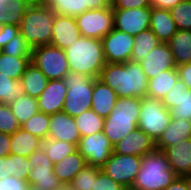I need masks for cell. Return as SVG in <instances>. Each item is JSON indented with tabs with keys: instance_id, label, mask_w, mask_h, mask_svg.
Returning <instances> with one entry per match:
<instances>
[{
	"instance_id": "8d00e7d4",
	"label": "cell",
	"mask_w": 191,
	"mask_h": 190,
	"mask_svg": "<svg viewBox=\"0 0 191 190\" xmlns=\"http://www.w3.org/2000/svg\"><path fill=\"white\" fill-rule=\"evenodd\" d=\"M22 94H25V91L20 80L0 74V103L11 104Z\"/></svg>"
},
{
	"instance_id": "4316f807",
	"label": "cell",
	"mask_w": 191,
	"mask_h": 190,
	"mask_svg": "<svg viewBox=\"0 0 191 190\" xmlns=\"http://www.w3.org/2000/svg\"><path fill=\"white\" fill-rule=\"evenodd\" d=\"M42 139L19 128L11 134L10 154L29 157L34 151L42 147Z\"/></svg>"
},
{
	"instance_id": "5bb4252c",
	"label": "cell",
	"mask_w": 191,
	"mask_h": 190,
	"mask_svg": "<svg viewBox=\"0 0 191 190\" xmlns=\"http://www.w3.org/2000/svg\"><path fill=\"white\" fill-rule=\"evenodd\" d=\"M150 13L151 7L113 9L114 28L136 36L149 28Z\"/></svg>"
},
{
	"instance_id": "836d02e7",
	"label": "cell",
	"mask_w": 191,
	"mask_h": 190,
	"mask_svg": "<svg viewBox=\"0 0 191 190\" xmlns=\"http://www.w3.org/2000/svg\"><path fill=\"white\" fill-rule=\"evenodd\" d=\"M74 121L79 129L81 137L103 131L104 118L99 116L92 109L82 112L79 116L74 118Z\"/></svg>"
},
{
	"instance_id": "3957f363",
	"label": "cell",
	"mask_w": 191,
	"mask_h": 190,
	"mask_svg": "<svg viewBox=\"0 0 191 190\" xmlns=\"http://www.w3.org/2000/svg\"><path fill=\"white\" fill-rule=\"evenodd\" d=\"M141 98L118 97L113 111L104 118L103 132L114 146L138 128Z\"/></svg>"
},
{
	"instance_id": "52a82bcc",
	"label": "cell",
	"mask_w": 191,
	"mask_h": 190,
	"mask_svg": "<svg viewBox=\"0 0 191 190\" xmlns=\"http://www.w3.org/2000/svg\"><path fill=\"white\" fill-rule=\"evenodd\" d=\"M171 119L168 110L159 99L141 98L138 128L144 131L155 143L158 141Z\"/></svg>"
},
{
	"instance_id": "db71d44e",
	"label": "cell",
	"mask_w": 191,
	"mask_h": 190,
	"mask_svg": "<svg viewBox=\"0 0 191 190\" xmlns=\"http://www.w3.org/2000/svg\"><path fill=\"white\" fill-rule=\"evenodd\" d=\"M32 3L50 9L54 4H59V0H32Z\"/></svg>"
},
{
	"instance_id": "5b68a950",
	"label": "cell",
	"mask_w": 191,
	"mask_h": 190,
	"mask_svg": "<svg viewBox=\"0 0 191 190\" xmlns=\"http://www.w3.org/2000/svg\"><path fill=\"white\" fill-rule=\"evenodd\" d=\"M55 14L51 9L33 4L20 24V33L32 47L50 45Z\"/></svg>"
},
{
	"instance_id": "e575fe53",
	"label": "cell",
	"mask_w": 191,
	"mask_h": 190,
	"mask_svg": "<svg viewBox=\"0 0 191 190\" xmlns=\"http://www.w3.org/2000/svg\"><path fill=\"white\" fill-rule=\"evenodd\" d=\"M9 106L20 125L39 112L37 98L27 94H22L18 99L9 104Z\"/></svg>"
},
{
	"instance_id": "9a60e30c",
	"label": "cell",
	"mask_w": 191,
	"mask_h": 190,
	"mask_svg": "<svg viewBox=\"0 0 191 190\" xmlns=\"http://www.w3.org/2000/svg\"><path fill=\"white\" fill-rule=\"evenodd\" d=\"M161 102L170 110L171 118L191 121V90L187 89L182 80L176 82Z\"/></svg>"
},
{
	"instance_id": "30bf717a",
	"label": "cell",
	"mask_w": 191,
	"mask_h": 190,
	"mask_svg": "<svg viewBox=\"0 0 191 190\" xmlns=\"http://www.w3.org/2000/svg\"><path fill=\"white\" fill-rule=\"evenodd\" d=\"M28 165L33 166L27 180L29 186L38 190H56L61 182L53 172L54 164L41 147L28 157Z\"/></svg>"
},
{
	"instance_id": "816d5d0a",
	"label": "cell",
	"mask_w": 191,
	"mask_h": 190,
	"mask_svg": "<svg viewBox=\"0 0 191 190\" xmlns=\"http://www.w3.org/2000/svg\"><path fill=\"white\" fill-rule=\"evenodd\" d=\"M181 1L182 0H150V5L153 8H161L165 10H170Z\"/></svg>"
},
{
	"instance_id": "7c38bea8",
	"label": "cell",
	"mask_w": 191,
	"mask_h": 190,
	"mask_svg": "<svg viewBox=\"0 0 191 190\" xmlns=\"http://www.w3.org/2000/svg\"><path fill=\"white\" fill-rule=\"evenodd\" d=\"M77 150L86 159L87 165L101 168L112 155L113 145L102 131L81 137Z\"/></svg>"
},
{
	"instance_id": "b9f144b4",
	"label": "cell",
	"mask_w": 191,
	"mask_h": 190,
	"mask_svg": "<svg viewBox=\"0 0 191 190\" xmlns=\"http://www.w3.org/2000/svg\"><path fill=\"white\" fill-rule=\"evenodd\" d=\"M1 51L12 57H32V47L26 42L21 33L14 36Z\"/></svg>"
},
{
	"instance_id": "9c48e42d",
	"label": "cell",
	"mask_w": 191,
	"mask_h": 190,
	"mask_svg": "<svg viewBox=\"0 0 191 190\" xmlns=\"http://www.w3.org/2000/svg\"><path fill=\"white\" fill-rule=\"evenodd\" d=\"M141 158L113 152L101 170L126 189L132 188L141 167Z\"/></svg>"
},
{
	"instance_id": "f6af8a7d",
	"label": "cell",
	"mask_w": 191,
	"mask_h": 190,
	"mask_svg": "<svg viewBox=\"0 0 191 190\" xmlns=\"http://www.w3.org/2000/svg\"><path fill=\"white\" fill-rule=\"evenodd\" d=\"M28 182L14 176L0 180V190H27Z\"/></svg>"
},
{
	"instance_id": "74e56055",
	"label": "cell",
	"mask_w": 191,
	"mask_h": 190,
	"mask_svg": "<svg viewBox=\"0 0 191 190\" xmlns=\"http://www.w3.org/2000/svg\"><path fill=\"white\" fill-rule=\"evenodd\" d=\"M49 122L50 115L39 111L23 123L21 128L42 140H46L49 134Z\"/></svg>"
},
{
	"instance_id": "9f6ffc18",
	"label": "cell",
	"mask_w": 191,
	"mask_h": 190,
	"mask_svg": "<svg viewBox=\"0 0 191 190\" xmlns=\"http://www.w3.org/2000/svg\"><path fill=\"white\" fill-rule=\"evenodd\" d=\"M27 190H38V189L35 188V187H33V186H29V187L27 188Z\"/></svg>"
},
{
	"instance_id": "6f0895ef",
	"label": "cell",
	"mask_w": 191,
	"mask_h": 190,
	"mask_svg": "<svg viewBox=\"0 0 191 190\" xmlns=\"http://www.w3.org/2000/svg\"><path fill=\"white\" fill-rule=\"evenodd\" d=\"M126 190H137V189H134V188H127Z\"/></svg>"
},
{
	"instance_id": "ffe728a7",
	"label": "cell",
	"mask_w": 191,
	"mask_h": 190,
	"mask_svg": "<svg viewBox=\"0 0 191 190\" xmlns=\"http://www.w3.org/2000/svg\"><path fill=\"white\" fill-rule=\"evenodd\" d=\"M163 152L170 168L177 176L191 177V138L167 146Z\"/></svg>"
},
{
	"instance_id": "ba28073f",
	"label": "cell",
	"mask_w": 191,
	"mask_h": 190,
	"mask_svg": "<svg viewBox=\"0 0 191 190\" xmlns=\"http://www.w3.org/2000/svg\"><path fill=\"white\" fill-rule=\"evenodd\" d=\"M31 61L48 80L63 79L70 71L65 50L52 45L32 48Z\"/></svg>"
},
{
	"instance_id": "d6986e66",
	"label": "cell",
	"mask_w": 191,
	"mask_h": 190,
	"mask_svg": "<svg viewBox=\"0 0 191 190\" xmlns=\"http://www.w3.org/2000/svg\"><path fill=\"white\" fill-rule=\"evenodd\" d=\"M48 138L67 141L78 146L81 138L74 118L64 112L50 115Z\"/></svg>"
},
{
	"instance_id": "ee69618b",
	"label": "cell",
	"mask_w": 191,
	"mask_h": 190,
	"mask_svg": "<svg viewBox=\"0 0 191 190\" xmlns=\"http://www.w3.org/2000/svg\"><path fill=\"white\" fill-rule=\"evenodd\" d=\"M92 190H126V188L100 170L97 174Z\"/></svg>"
},
{
	"instance_id": "f35d334b",
	"label": "cell",
	"mask_w": 191,
	"mask_h": 190,
	"mask_svg": "<svg viewBox=\"0 0 191 190\" xmlns=\"http://www.w3.org/2000/svg\"><path fill=\"white\" fill-rule=\"evenodd\" d=\"M169 11L178 30H191V0H182Z\"/></svg>"
},
{
	"instance_id": "e0dca14e",
	"label": "cell",
	"mask_w": 191,
	"mask_h": 190,
	"mask_svg": "<svg viewBox=\"0 0 191 190\" xmlns=\"http://www.w3.org/2000/svg\"><path fill=\"white\" fill-rule=\"evenodd\" d=\"M67 91L63 79L49 80L46 89L37 98L39 111L49 115L62 112Z\"/></svg>"
},
{
	"instance_id": "ac0fdd59",
	"label": "cell",
	"mask_w": 191,
	"mask_h": 190,
	"mask_svg": "<svg viewBox=\"0 0 191 190\" xmlns=\"http://www.w3.org/2000/svg\"><path fill=\"white\" fill-rule=\"evenodd\" d=\"M155 149V142L140 128H136L113 146L114 153L141 157Z\"/></svg>"
},
{
	"instance_id": "d590c367",
	"label": "cell",
	"mask_w": 191,
	"mask_h": 190,
	"mask_svg": "<svg viewBox=\"0 0 191 190\" xmlns=\"http://www.w3.org/2000/svg\"><path fill=\"white\" fill-rule=\"evenodd\" d=\"M42 148L53 164L77 150V146L70 142L50 138L42 141Z\"/></svg>"
},
{
	"instance_id": "7bdbcfd3",
	"label": "cell",
	"mask_w": 191,
	"mask_h": 190,
	"mask_svg": "<svg viewBox=\"0 0 191 190\" xmlns=\"http://www.w3.org/2000/svg\"><path fill=\"white\" fill-rule=\"evenodd\" d=\"M21 125L11 111L9 104L0 103V132L13 134Z\"/></svg>"
},
{
	"instance_id": "681fc988",
	"label": "cell",
	"mask_w": 191,
	"mask_h": 190,
	"mask_svg": "<svg viewBox=\"0 0 191 190\" xmlns=\"http://www.w3.org/2000/svg\"><path fill=\"white\" fill-rule=\"evenodd\" d=\"M177 71L179 79L185 83L187 89L191 90V62L177 66Z\"/></svg>"
},
{
	"instance_id": "7dc6e473",
	"label": "cell",
	"mask_w": 191,
	"mask_h": 190,
	"mask_svg": "<svg viewBox=\"0 0 191 190\" xmlns=\"http://www.w3.org/2000/svg\"><path fill=\"white\" fill-rule=\"evenodd\" d=\"M20 33V26L6 24L0 27V50L8 43L10 40Z\"/></svg>"
},
{
	"instance_id": "4dcf8cb0",
	"label": "cell",
	"mask_w": 191,
	"mask_h": 190,
	"mask_svg": "<svg viewBox=\"0 0 191 190\" xmlns=\"http://www.w3.org/2000/svg\"><path fill=\"white\" fill-rule=\"evenodd\" d=\"M20 81L23 84L25 94L34 98H38L39 95L46 89L49 80L31 61L28 64Z\"/></svg>"
},
{
	"instance_id": "60d3db41",
	"label": "cell",
	"mask_w": 191,
	"mask_h": 190,
	"mask_svg": "<svg viewBox=\"0 0 191 190\" xmlns=\"http://www.w3.org/2000/svg\"><path fill=\"white\" fill-rule=\"evenodd\" d=\"M33 166L28 165V158L20 155H8V176H14L25 181L28 180Z\"/></svg>"
},
{
	"instance_id": "83f0119b",
	"label": "cell",
	"mask_w": 191,
	"mask_h": 190,
	"mask_svg": "<svg viewBox=\"0 0 191 190\" xmlns=\"http://www.w3.org/2000/svg\"><path fill=\"white\" fill-rule=\"evenodd\" d=\"M32 0H0V25L20 26Z\"/></svg>"
},
{
	"instance_id": "7a4b0ae2",
	"label": "cell",
	"mask_w": 191,
	"mask_h": 190,
	"mask_svg": "<svg viewBox=\"0 0 191 190\" xmlns=\"http://www.w3.org/2000/svg\"><path fill=\"white\" fill-rule=\"evenodd\" d=\"M71 72L83 73L91 78H98L106 65L102 41L97 38L80 36L65 49Z\"/></svg>"
},
{
	"instance_id": "6da1fadb",
	"label": "cell",
	"mask_w": 191,
	"mask_h": 190,
	"mask_svg": "<svg viewBox=\"0 0 191 190\" xmlns=\"http://www.w3.org/2000/svg\"><path fill=\"white\" fill-rule=\"evenodd\" d=\"M118 97H147L149 79L138 62L106 63L98 77Z\"/></svg>"
},
{
	"instance_id": "d6a6232c",
	"label": "cell",
	"mask_w": 191,
	"mask_h": 190,
	"mask_svg": "<svg viewBox=\"0 0 191 190\" xmlns=\"http://www.w3.org/2000/svg\"><path fill=\"white\" fill-rule=\"evenodd\" d=\"M32 57H12L0 51V74L14 80H21Z\"/></svg>"
},
{
	"instance_id": "44dd1931",
	"label": "cell",
	"mask_w": 191,
	"mask_h": 190,
	"mask_svg": "<svg viewBox=\"0 0 191 190\" xmlns=\"http://www.w3.org/2000/svg\"><path fill=\"white\" fill-rule=\"evenodd\" d=\"M80 36V30L74 17L55 14L50 45L65 50Z\"/></svg>"
},
{
	"instance_id": "f907efd6",
	"label": "cell",
	"mask_w": 191,
	"mask_h": 190,
	"mask_svg": "<svg viewBox=\"0 0 191 190\" xmlns=\"http://www.w3.org/2000/svg\"><path fill=\"white\" fill-rule=\"evenodd\" d=\"M11 135L0 132V157L10 154Z\"/></svg>"
},
{
	"instance_id": "603a6c76",
	"label": "cell",
	"mask_w": 191,
	"mask_h": 190,
	"mask_svg": "<svg viewBox=\"0 0 191 190\" xmlns=\"http://www.w3.org/2000/svg\"><path fill=\"white\" fill-rule=\"evenodd\" d=\"M191 138V121L181 118H171L168 126L155 143L157 150L163 151L167 146Z\"/></svg>"
},
{
	"instance_id": "f546056e",
	"label": "cell",
	"mask_w": 191,
	"mask_h": 190,
	"mask_svg": "<svg viewBox=\"0 0 191 190\" xmlns=\"http://www.w3.org/2000/svg\"><path fill=\"white\" fill-rule=\"evenodd\" d=\"M167 44L177 66L191 62V30H178Z\"/></svg>"
},
{
	"instance_id": "bcb514c9",
	"label": "cell",
	"mask_w": 191,
	"mask_h": 190,
	"mask_svg": "<svg viewBox=\"0 0 191 190\" xmlns=\"http://www.w3.org/2000/svg\"><path fill=\"white\" fill-rule=\"evenodd\" d=\"M112 9L151 7L150 0H111Z\"/></svg>"
},
{
	"instance_id": "4fadbf2b",
	"label": "cell",
	"mask_w": 191,
	"mask_h": 190,
	"mask_svg": "<svg viewBox=\"0 0 191 190\" xmlns=\"http://www.w3.org/2000/svg\"><path fill=\"white\" fill-rule=\"evenodd\" d=\"M106 63H126L130 61L134 36L113 28L101 39Z\"/></svg>"
},
{
	"instance_id": "f5cc1de1",
	"label": "cell",
	"mask_w": 191,
	"mask_h": 190,
	"mask_svg": "<svg viewBox=\"0 0 191 190\" xmlns=\"http://www.w3.org/2000/svg\"><path fill=\"white\" fill-rule=\"evenodd\" d=\"M8 177V156L0 157V180Z\"/></svg>"
},
{
	"instance_id": "8992f818",
	"label": "cell",
	"mask_w": 191,
	"mask_h": 190,
	"mask_svg": "<svg viewBox=\"0 0 191 190\" xmlns=\"http://www.w3.org/2000/svg\"><path fill=\"white\" fill-rule=\"evenodd\" d=\"M68 87L62 112L75 118L91 109L94 78L69 71L63 78Z\"/></svg>"
},
{
	"instance_id": "c3c4849f",
	"label": "cell",
	"mask_w": 191,
	"mask_h": 190,
	"mask_svg": "<svg viewBox=\"0 0 191 190\" xmlns=\"http://www.w3.org/2000/svg\"><path fill=\"white\" fill-rule=\"evenodd\" d=\"M164 190H191V177L178 176Z\"/></svg>"
},
{
	"instance_id": "484cf974",
	"label": "cell",
	"mask_w": 191,
	"mask_h": 190,
	"mask_svg": "<svg viewBox=\"0 0 191 190\" xmlns=\"http://www.w3.org/2000/svg\"><path fill=\"white\" fill-rule=\"evenodd\" d=\"M86 164V159L76 150L54 164L53 172L61 183H70Z\"/></svg>"
},
{
	"instance_id": "7402d4cb",
	"label": "cell",
	"mask_w": 191,
	"mask_h": 190,
	"mask_svg": "<svg viewBox=\"0 0 191 190\" xmlns=\"http://www.w3.org/2000/svg\"><path fill=\"white\" fill-rule=\"evenodd\" d=\"M111 6V0H59L50 9L56 15L76 18L87 10H100Z\"/></svg>"
},
{
	"instance_id": "cb8c5ba5",
	"label": "cell",
	"mask_w": 191,
	"mask_h": 190,
	"mask_svg": "<svg viewBox=\"0 0 191 190\" xmlns=\"http://www.w3.org/2000/svg\"><path fill=\"white\" fill-rule=\"evenodd\" d=\"M117 93L98 78L94 79L91 109L103 118L113 111L117 101Z\"/></svg>"
},
{
	"instance_id": "ab89813d",
	"label": "cell",
	"mask_w": 191,
	"mask_h": 190,
	"mask_svg": "<svg viewBox=\"0 0 191 190\" xmlns=\"http://www.w3.org/2000/svg\"><path fill=\"white\" fill-rule=\"evenodd\" d=\"M100 167L87 165L73 178L70 184L76 190H92Z\"/></svg>"
},
{
	"instance_id": "2e32d148",
	"label": "cell",
	"mask_w": 191,
	"mask_h": 190,
	"mask_svg": "<svg viewBox=\"0 0 191 190\" xmlns=\"http://www.w3.org/2000/svg\"><path fill=\"white\" fill-rule=\"evenodd\" d=\"M148 79L156 77L165 70L177 69L174 56L167 43H161L139 62Z\"/></svg>"
},
{
	"instance_id": "277c9868",
	"label": "cell",
	"mask_w": 191,
	"mask_h": 190,
	"mask_svg": "<svg viewBox=\"0 0 191 190\" xmlns=\"http://www.w3.org/2000/svg\"><path fill=\"white\" fill-rule=\"evenodd\" d=\"M178 176L170 168L167 156L155 149L142 156L141 167L132 188L137 190H164Z\"/></svg>"
},
{
	"instance_id": "d4e9b609",
	"label": "cell",
	"mask_w": 191,
	"mask_h": 190,
	"mask_svg": "<svg viewBox=\"0 0 191 190\" xmlns=\"http://www.w3.org/2000/svg\"><path fill=\"white\" fill-rule=\"evenodd\" d=\"M149 28L162 43H167L178 31L169 10L153 7H151Z\"/></svg>"
},
{
	"instance_id": "1f68e13d",
	"label": "cell",
	"mask_w": 191,
	"mask_h": 190,
	"mask_svg": "<svg viewBox=\"0 0 191 190\" xmlns=\"http://www.w3.org/2000/svg\"><path fill=\"white\" fill-rule=\"evenodd\" d=\"M162 42L156 37L150 28L134 36V45L130 60L141 62L153 48Z\"/></svg>"
},
{
	"instance_id": "8fae6325",
	"label": "cell",
	"mask_w": 191,
	"mask_h": 190,
	"mask_svg": "<svg viewBox=\"0 0 191 190\" xmlns=\"http://www.w3.org/2000/svg\"><path fill=\"white\" fill-rule=\"evenodd\" d=\"M75 19L83 37L101 40L114 28L112 6L100 10H87Z\"/></svg>"
},
{
	"instance_id": "11a10c76",
	"label": "cell",
	"mask_w": 191,
	"mask_h": 190,
	"mask_svg": "<svg viewBox=\"0 0 191 190\" xmlns=\"http://www.w3.org/2000/svg\"><path fill=\"white\" fill-rule=\"evenodd\" d=\"M56 190H76L70 183H61Z\"/></svg>"
},
{
	"instance_id": "f1b7e54d",
	"label": "cell",
	"mask_w": 191,
	"mask_h": 190,
	"mask_svg": "<svg viewBox=\"0 0 191 190\" xmlns=\"http://www.w3.org/2000/svg\"><path fill=\"white\" fill-rule=\"evenodd\" d=\"M179 80L177 69L165 70L156 77L149 79L147 97L162 100Z\"/></svg>"
}]
</instances>
